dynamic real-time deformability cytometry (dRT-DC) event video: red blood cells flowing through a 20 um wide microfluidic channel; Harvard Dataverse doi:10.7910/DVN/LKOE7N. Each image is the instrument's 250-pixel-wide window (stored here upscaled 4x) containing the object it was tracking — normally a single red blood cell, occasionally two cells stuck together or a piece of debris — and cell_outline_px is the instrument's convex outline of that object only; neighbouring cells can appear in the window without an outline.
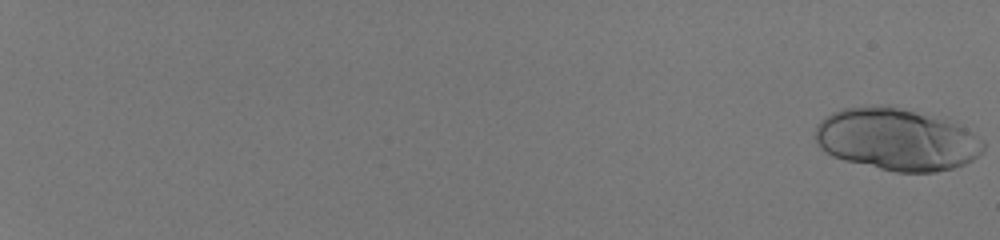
{"species": "human", "species_latin": "Homo sapiens", "temperature_condition": "room temperature", "stored_images_in_passage": 48, "segment_of_instrument_passage": [1, 2], "camera_frame_rate_fps": 3000, "um_per_image_px": 0.085, "donor": {"sex": "male"}, "frame": {"image": 1, "passage_image": 1, "time_ms": 0.0, "image_size_px": [1000, 240], "cell_outline_px": [[984, 148], [972, 160], [964, 164], [952, 168], [936, 172], [896, 172], [844, 160], [832, 156], [816, 140], [816, 124], [820, 120], [832, 112], [840, 108], [888, 104], [948, 116], [956, 120], [972, 132], [984, 144]], "centroid_in_image_um": [76.27, 11.79], "position_along_channel_um": 8.7, "area_um2": 61.9}}
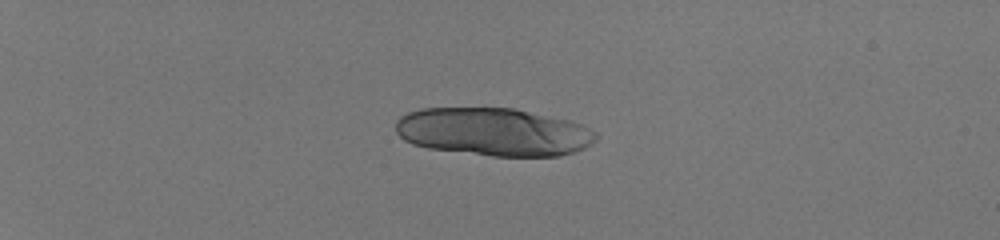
{"frame": {"image": 2, "passage_image": 18, "time_ms": 5.667, "image_size_px": [1000, 240], "cell_outline_px": [[596, 140], [584, 148], [560, 156], [492, 156], [428, 148], [412, 144], [404, 140], [396, 132], [396, 120], [400, 116], [408, 112], [420, 108], [512, 108], [568, 120], [580, 124], [596, 132]], "centroid_in_image_um": [41.92, 11.21], "position_along_channel_um": 43.1, "area_um2": 55.89}}